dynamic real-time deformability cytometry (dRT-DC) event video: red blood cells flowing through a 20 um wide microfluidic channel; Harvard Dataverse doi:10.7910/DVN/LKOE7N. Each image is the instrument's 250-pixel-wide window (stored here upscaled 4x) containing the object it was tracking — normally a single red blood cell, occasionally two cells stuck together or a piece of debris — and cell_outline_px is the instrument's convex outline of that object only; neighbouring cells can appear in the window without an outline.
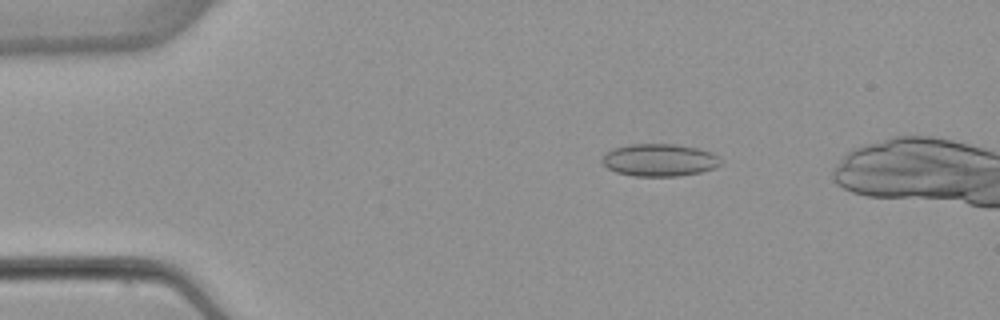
{"species": "common noctule bat (a hibernating species)", "species_latin": "Nyctalus noctula", "temperature_condition": "warm", "stored_images_in_passage": 47, "camera_frame_rate_fps": 3000, "um_per_image_px": 0.085, "animal": {"sex": "female", "body_mass_g": 22.7, "forearm_length_mm": 54.2}, "frame": {"image": 1, "passage_image": 9, "time_ms": 2.667, "image_size_px": [1000, 320], "cell_outline_px": [[724, 164], [716, 168], [700, 172], [676, 176], [632, 176], [616, 172], [608, 168], [600, 160], [604, 152], [612, 148], [628, 144], [676, 144], [696, 148], [712, 152], [720, 156], [724, 160]], "centroid_in_image_um": [56.08, 13.6], "position_along_channel_um": 28.9, "area_um2": 22.89}}
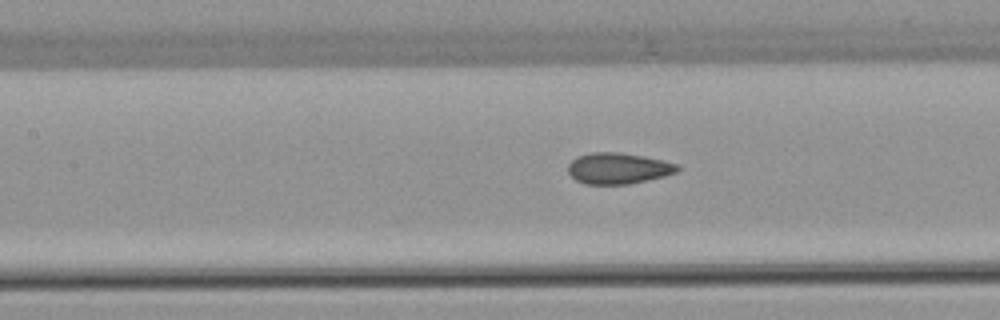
{"frame": {"image": 2, "passage_image": 23, "time_ms": 7.333, "image_size_px": [1000, 320], "cell_outline_px": [[680, 168], [676, 172], [664, 176], [628, 184], [588, 184], [576, 180], [568, 172], [568, 164], [576, 156], [592, 152], [620, 152], [644, 156], [664, 160], [676, 164]], "centroid_in_image_um": [52.53, 14.29], "position_along_channel_um": 154.9, "area_um2": 19.77}}
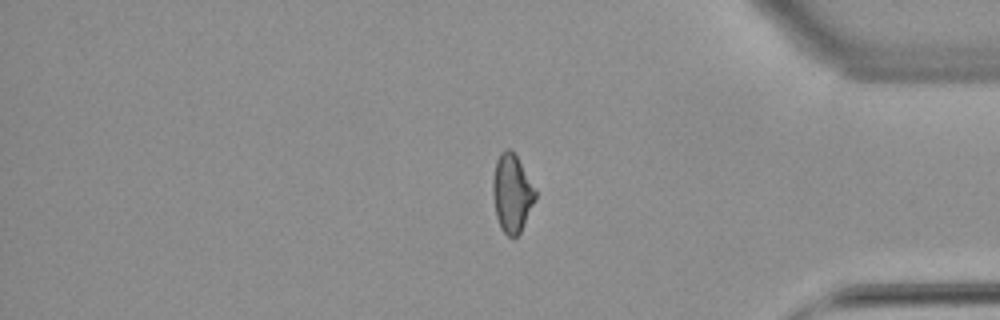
{"frame": {"image": 3, "passage_image": 43, "time_ms": 14.0, "image_size_px": [1000, 320], "cell_outline_px": [[536, 200], [520, 232], [516, 236], [508, 236], [500, 228], [496, 216], [492, 192], [492, 180], [496, 160], [500, 152], [504, 148], [508, 148], [516, 156], [536, 192]], "centroid_in_image_um": [43.49, 16.43], "position_along_channel_um": 391.7, "area_um2": 19.13}}